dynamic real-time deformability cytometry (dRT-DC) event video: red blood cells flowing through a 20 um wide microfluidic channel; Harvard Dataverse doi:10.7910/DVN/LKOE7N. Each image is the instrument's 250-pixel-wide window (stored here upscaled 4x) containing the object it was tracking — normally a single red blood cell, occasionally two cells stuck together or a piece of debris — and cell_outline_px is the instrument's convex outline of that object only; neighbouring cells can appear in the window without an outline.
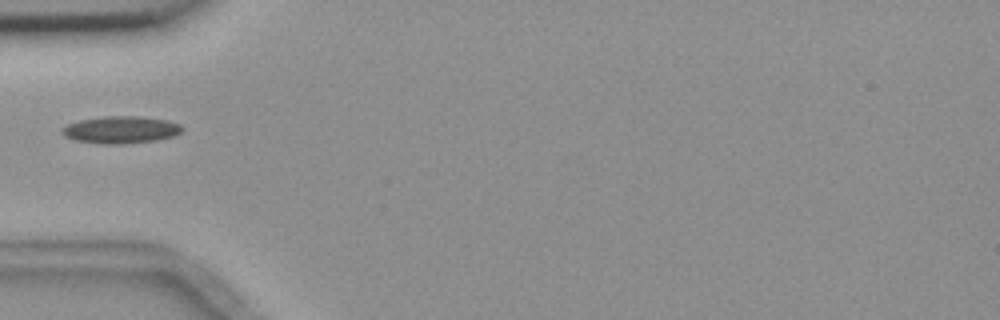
{"species": "common noctule bat (a hibernating species)", "species_latin": "Nyctalus noctula", "temperature_condition": "room temperature", "stored_images_in_passage": 5, "camera_frame_rate_fps": 3000, "um_per_image_px": 0.085, "animal": {"sex": "female", "body_mass_g": 18.4}, "frame": {"image": 1, "passage_image": 5, "time_ms": 4.667, "image_size_px": [1000, 320], "cell_outline_px": [[184, 132], [176, 136], [156, 140], [120, 144], [104, 144], [76, 140], [64, 136], [60, 132], [60, 128], [68, 124], [80, 120], [104, 116], [140, 116], [168, 120], [180, 124], [184, 128]], "centroid_in_image_um": [10.31, 11.02], "position_along_channel_um": 74.7, "area_um2": 19.25}}